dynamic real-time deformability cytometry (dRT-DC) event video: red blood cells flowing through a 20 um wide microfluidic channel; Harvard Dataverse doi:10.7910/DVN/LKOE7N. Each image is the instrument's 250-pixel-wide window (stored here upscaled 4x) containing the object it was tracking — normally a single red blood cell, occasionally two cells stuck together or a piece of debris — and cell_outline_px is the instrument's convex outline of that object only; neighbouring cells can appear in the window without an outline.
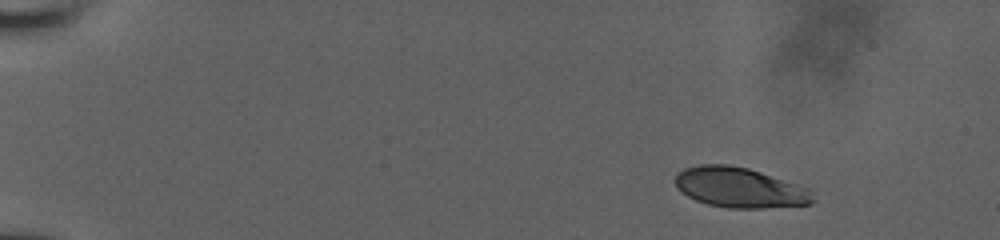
{"species": "human", "species_latin": "Homo sapiens", "temperature_condition": "room temperature", "stored_images_in_passage": 49, "camera_frame_rate_fps": 3000, "um_per_image_px": 0.085, "donor": {"sex": "male"}, "frame": {"image": 1, "passage_image": 1, "time_ms": 0.0, "image_size_px": [1000, 240], "cell_outline_px": [[816, 200], [812, 204], [764, 208], [728, 208], [708, 204], [696, 200], [688, 196], [676, 188], [672, 180], [676, 172], [684, 168], [700, 164], [728, 164], [748, 168], [808, 188]], "centroid_in_image_um": [62.82, 15.94], "position_along_channel_um": 22.2, "area_um2": 32.43}}
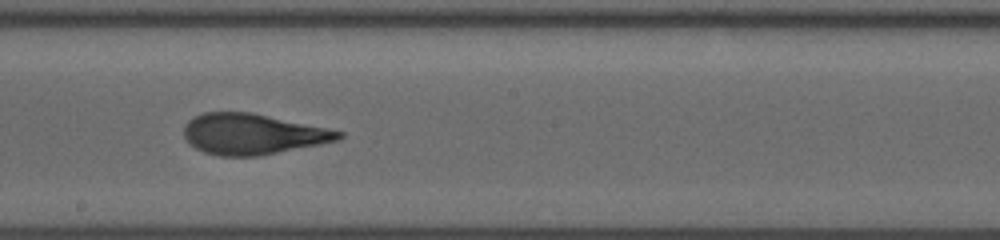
{"frame": {"image": 2, "passage_image": 27, "time_ms": 8.667, "image_size_px": [1000, 240], "cell_outline_px": [[344, 136], [340, 140], [320, 144], [256, 156], [220, 156], [204, 152], [196, 148], [184, 136], [184, 124], [188, 120], [204, 112], [252, 112], [328, 128], [344, 132]], "centroid_in_image_um": [21.48, 11.39], "position_along_channel_um": 226.7, "area_um2": 36.53}}
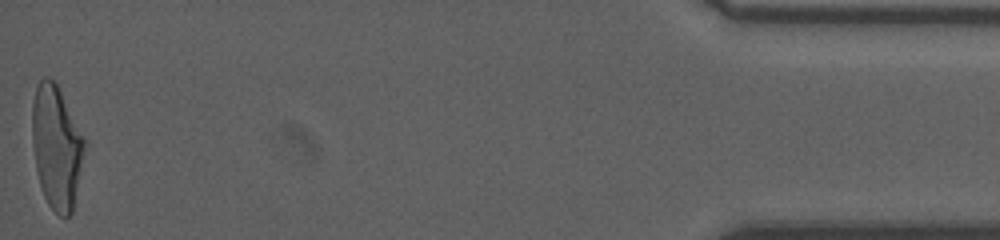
{"frame": {"image": 3, "passage_image": 49, "time_ms": 16.0, "image_size_px": [1000, 240], "cell_outline_px": [[88, 144], [72, 212], [68, 216], [60, 216], [48, 204], [44, 196], [40, 184], [36, 168], [32, 144], [32, 104], [36, 88], [40, 80], [44, 76], [52, 80], [56, 84]], "centroid_in_image_um": [4.82, 12.52], "position_along_channel_um": 430.4, "area_um2": 37.63}, "authors_computed_cell_mechanics": {"area_um2": 36.6452, "velocity_mm_per_s": 3.923, "shape_relaxation_time_tau1_ms": 5.8003, "shape_relaxation_time_tau2_ms": 1.089, "deformation_change_tau1": 0.2151, "deformation_change_tau2": 0.0819}}